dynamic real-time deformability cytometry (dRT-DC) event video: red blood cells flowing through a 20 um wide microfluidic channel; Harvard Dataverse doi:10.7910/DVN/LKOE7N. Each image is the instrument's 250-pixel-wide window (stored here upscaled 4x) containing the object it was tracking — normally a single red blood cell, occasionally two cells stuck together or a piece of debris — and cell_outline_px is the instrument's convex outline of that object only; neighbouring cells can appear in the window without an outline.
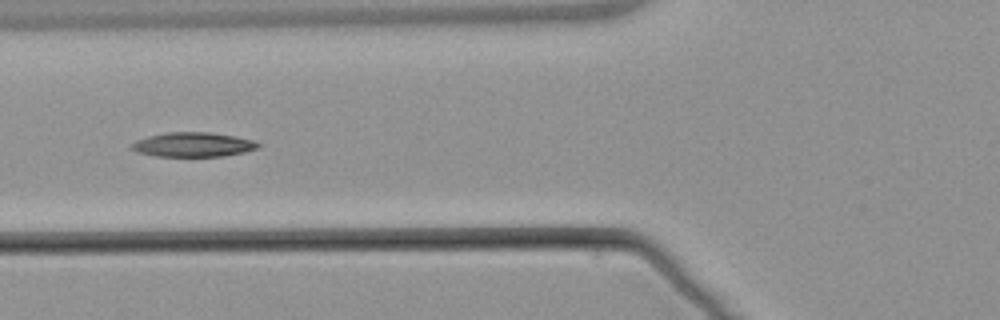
{"species": "common noctule bat (a hibernating species)", "species_latin": "Nyctalus noctula", "temperature_condition": "warm", "stored_images_in_passage": 7, "camera_frame_rate_fps": 3000, "um_per_image_px": 0.085, "animal": {"sex": "male", "body_mass_g": 21.5, "forearm_length_mm": 52.0}, "frame": {"image": 1, "passage_image": 5, "time_ms": 6.0, "image_size_px": [1000, 320], "cell_outline_px": [[260, 148], [244, 152], [224, 156], [156, 156], [136, 152], [128, 148], [136, 140], [148, 136], [168, 132], [208, 132], [236, 136], [252, 140], [260, 144]], "centroid_in_image_um": [16.4, 12.29], "position_along_channel_um": 109.4, "area_um2": 18.09}}